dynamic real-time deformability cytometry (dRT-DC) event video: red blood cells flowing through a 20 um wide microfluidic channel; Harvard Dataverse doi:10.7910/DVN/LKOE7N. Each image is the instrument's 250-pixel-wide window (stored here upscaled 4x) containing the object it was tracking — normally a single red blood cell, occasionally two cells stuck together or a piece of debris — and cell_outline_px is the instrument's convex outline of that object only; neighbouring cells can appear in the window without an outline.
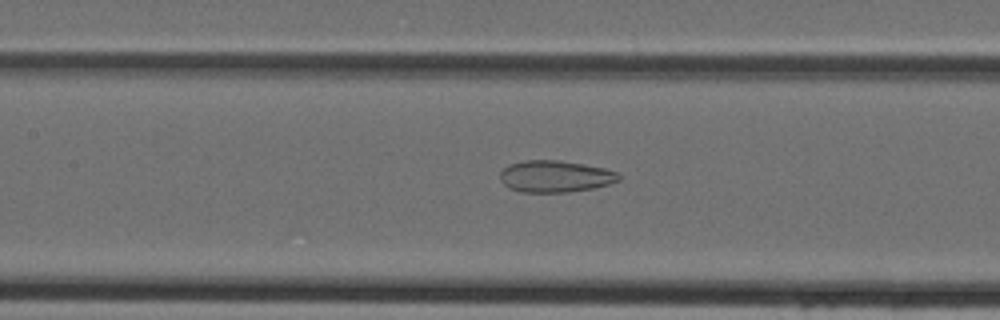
{"species": "Egyptian fruit bat (a non-hibernating species)", "species_latin": "Rousettus aegyptiacus", "temperature_condition": "cold", "stored_images_in_passage": 42, "camera_frame_rate_fps": 3000, "um_per_image_px": 0.085, "animal": {"sex": "female"}, "frame": {"image": 1, "passage_image": 20, "time_ms": 6.333, "image_size_px": [1000, 320], "cell_outline_px": [[620, 180], [608, 184], [592, 188], [568, 192], [520, 192], [508, 188], [500, 180], [500, 172], [508, 164], [524, 160], [560, 160], [584, 164], [604, 168], [616, 172], [620, 176]], "centroid_in_image_um": [47.15, 14.99], "position_along_channel_um": 160.2, "area_um2": 22.02}}
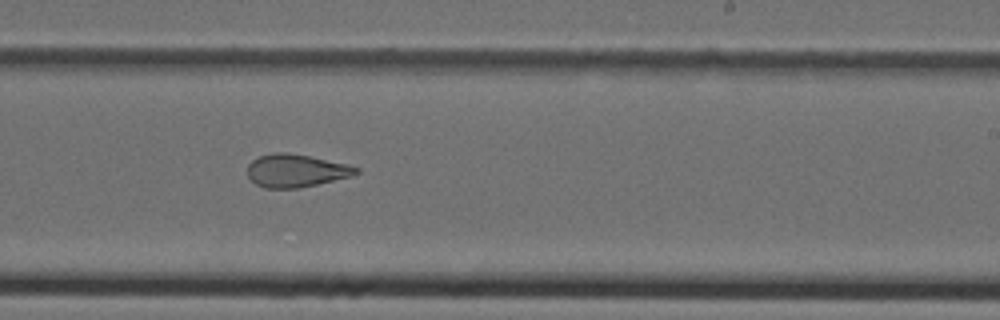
{"frame": {"image": 2, "passage_image": 27, "time_ms": 8.667, "image_size_px": [1000, 320], "cell_outline_px": [[360, 172], [352, 176], [316, 184], [296, 188], [264, 188], [256, 184], [248, 176], [248, 164], [252, 160], [260, 156], [276, 152], [284, 152], [308, 156], [348, 164], [360, 168]], "centroid_in_image_um": [25.16, 14.5], "position_along_channel_um": 263.8, "area_um2": 20.63}}
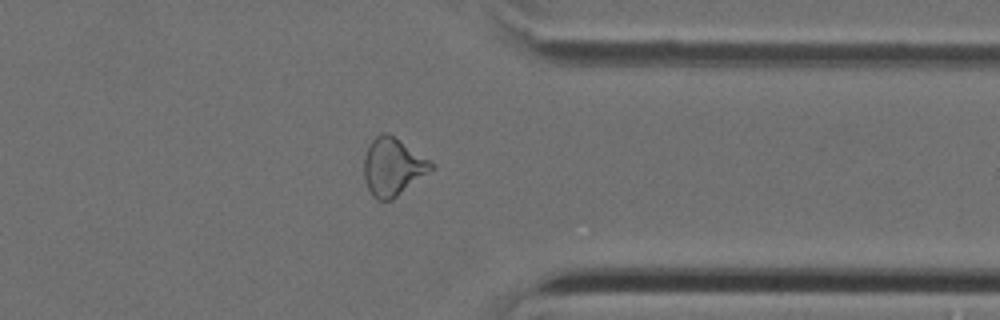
{"frame": {"image": 3, "passage_image": 35, "time_ms": 11.333, "image_size_px": [1000, 320], "cell_outline_px": [[436, 168], [392, 200], [376, 200], [372, 196], [364, 180], [364, 156], [372, 140], [380, 132], [384, 132], [392, 136], [436, 164]], "centroid_in_image_um": [33.4, 14.21], "position_along_channel_um": 378.0, "area_um2": 22.54}}